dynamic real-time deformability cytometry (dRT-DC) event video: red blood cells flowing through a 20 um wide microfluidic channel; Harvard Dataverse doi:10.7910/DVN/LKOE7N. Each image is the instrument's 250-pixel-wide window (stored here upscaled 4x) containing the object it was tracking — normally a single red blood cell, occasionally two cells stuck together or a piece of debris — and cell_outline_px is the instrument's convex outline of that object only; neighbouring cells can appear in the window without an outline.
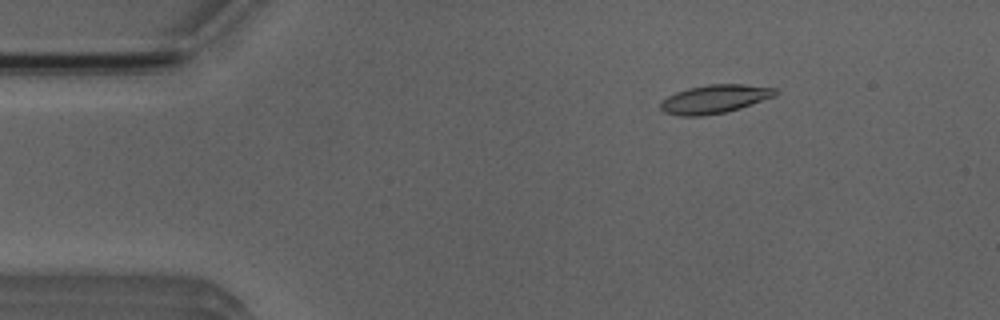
{"species": "Egyptian fruit bat (a non-hibernating species)", "species_latin": "Rousettus aegyptiacus", "temperature_condition": "room temperature", "stored_images_in_passage": 4, "camera_frame_rate_fps": 3000, "um_per_image_px": 0.085, "animal": {"sex": "male"}, "frame": {"image": 1, "passage_image": 2, "time_ms": 1.0, "image_size_px": [1000, 320], "cell_outline_px": [[780, 92], [776, 96], [740, 108], [724, 112], [700, 116], [676, 116], [664, 112], [660, 108], [660, 100], [676, 92], [688, 88], [708, 84], [744, 84], [776, 88]], "centroid_in_image_um": [60.74, 8.41], "position_along_channel_um": 24.3, "area_um2": 19.25}}